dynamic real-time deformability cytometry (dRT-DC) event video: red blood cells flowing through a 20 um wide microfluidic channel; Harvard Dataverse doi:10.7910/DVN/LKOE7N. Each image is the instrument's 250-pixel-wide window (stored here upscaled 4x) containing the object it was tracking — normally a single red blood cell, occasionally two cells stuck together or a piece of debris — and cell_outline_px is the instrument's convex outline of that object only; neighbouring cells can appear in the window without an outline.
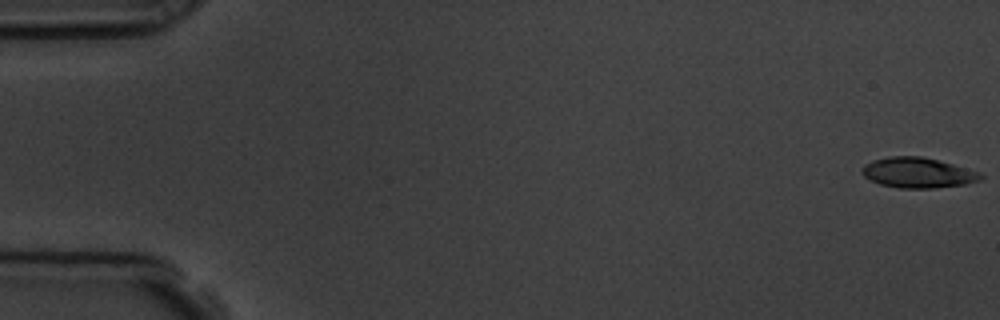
{"species": "common noctule bat (a hibernating species)", "species_latin": "Nyctalus noctula", "temperature_condition": "room temperature", "stored_images_in_passage": 17, "camera_frame_rate_fps": 3000, "um_per_image_px": 0.085, "animal": {"sex": "male", "body_mass_g": 19.5, "forearm_length_mm": 54.6}, "frame": {"image": 1, "passage_image": 1, "time_ms": 0.0, "image_size_px": [1000, 320], "cell_outline_px": [[984, 176], [980, 180], [964, 184], [932, 188], [900, 188], [880, 184], [864, 176], [860, 172], [860, 168], [864, 164], [872, 160], [888, 156], [920, 156], [952, 164], [976, 172]], "centroid_in_image_um": [77.93, 14.68], "position_along_channel_um": 7.1, "area_um2": 20.69}}
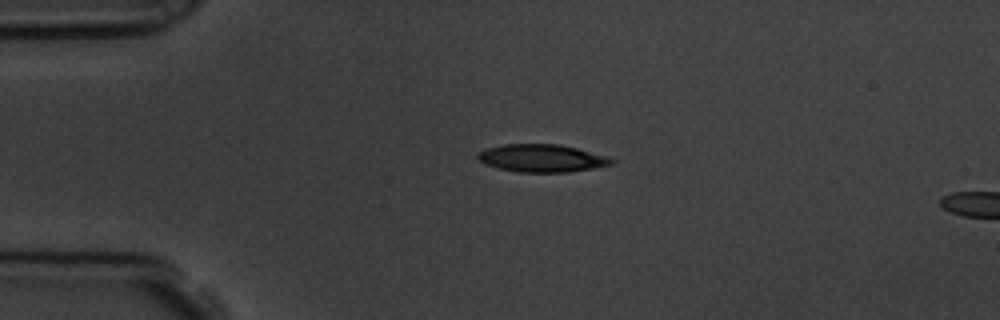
{"frame": {"image": 2, "passage_image": 13, "time_ms": 4.0, "image_size_px": [1000, 320], "cell_outline_px": [[616, 160], [612, 164], [592, 168], [568, 172], [516, 172], [484, 164], [476, 160], [476, 152], [488, 148], [504, 144], [560, 144], [608, 156]], "centroid_in_image_um": [46.02, 13.44], "position_along_channel_um": 39.0, "area_um2": 21.68}}